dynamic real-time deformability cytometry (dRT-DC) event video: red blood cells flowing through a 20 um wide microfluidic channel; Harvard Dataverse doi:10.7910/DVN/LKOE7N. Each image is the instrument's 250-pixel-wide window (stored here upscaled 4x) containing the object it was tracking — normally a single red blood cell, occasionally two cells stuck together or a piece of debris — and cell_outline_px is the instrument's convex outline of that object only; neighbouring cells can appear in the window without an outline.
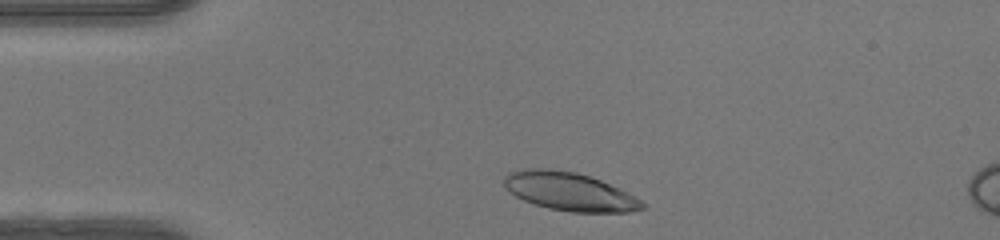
{"species": "human", "species_latin": "Homo sapiens", "temperature_condition": "warm", "stored_images_in_passage": 8, "camera_frame_rate_fps": 3000, "um_per_image_px": 0.085, "donor": {"sex": "female"}, "frame": {"image": 1, "passage_image": 3, "time_ms": 0.667, "image_size_px": [1000, 240], "cell_outline_px": [[644, 208], [628, 212], [572, 212], [548, 208], [524, 200], [516, 196], [504, 188], [504, 176], [508, 172], [524, 168], [552, 168], [576, 172], [600, 180], [640, 200], [644, 204]], "centroid_in_image_um": [48.31, 16.26], "position_along_channel_um": 36.7, "area_um2": 30.52}}